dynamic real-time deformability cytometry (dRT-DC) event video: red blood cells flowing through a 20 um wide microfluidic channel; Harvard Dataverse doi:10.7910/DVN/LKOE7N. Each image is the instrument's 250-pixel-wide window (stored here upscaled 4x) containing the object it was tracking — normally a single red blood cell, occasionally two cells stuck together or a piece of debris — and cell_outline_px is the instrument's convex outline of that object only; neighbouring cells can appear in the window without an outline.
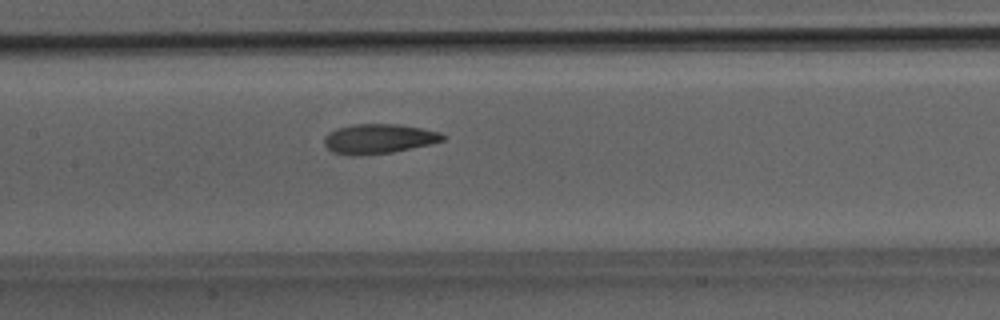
{"species": "Egyptian fruit bat (a non-hibernating species)", "species_latin": "Rousettus aegyptiacus", "temperature_condition": "room temperature", "stored_images_in_passage": 32, "camera_frame_rate_fps": 3000, "um_per_image_px": 0.085, "animal": {"sex": "male"}, "frame": {"image": 1, "passage_image": 14, "time_ms": 4.333, "image_size_px": [1000, 320], "cell_outline_px": [[448, 136], [444, 140], [428, 144], [392, 152], [356, 156], [352, 156], [332, 152], [324, 144], [324, 136], [328, 132], [336, 128], [352, 124], [396, 124], [420, 128], [440, 132]], "centroid_in_image_um": [32.15, 11.79], "position_along_channel_um": 175.3, "area_um2": 20.52}}
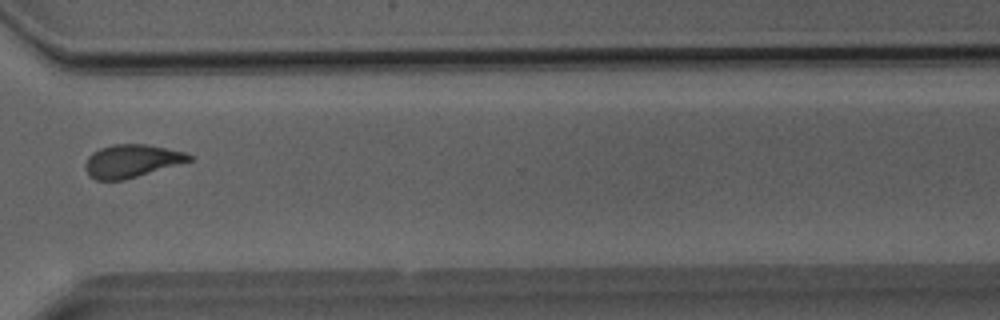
{"frame": {"image": 2, "passage_image": 24, "time_ms": 7.667, "image_size_px": [1000, 320], "cell_outline_px": [[192, 160], [124, 180], [96, 180], [84, 168], [84, 164], [88, 156], [92, 152], [100, 148], [116, 144], [144, 144], [188, 152], [192, 156]], "centroid_in_image_um": [11.18, 13.67], "position_along_channel_um": 359.4, "area_um2": 19.77}}
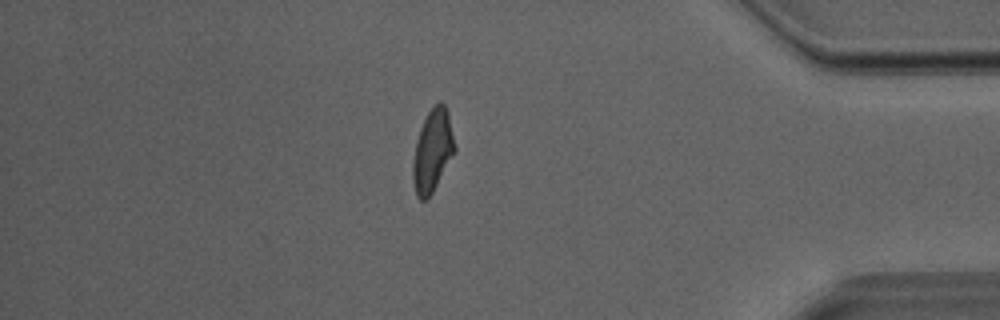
{"frame": {"image": 3, "passage_image": 28, "time_ms": 9.0, "image_size_px": [1000, 320], "cell_outline_px": [[456, 152], [432, 192], [424, 200], [420, 200], [416, 196], [412, 180], [412, 164], [416, 140], [420, 128], [428, 112], [440, 100], [444, 104], [448, 112], [456, 148]], "centroid_in_image_um": [36.76, 12.82], "position_along_channel_um": 398.4, "area_um2": 20.11}}